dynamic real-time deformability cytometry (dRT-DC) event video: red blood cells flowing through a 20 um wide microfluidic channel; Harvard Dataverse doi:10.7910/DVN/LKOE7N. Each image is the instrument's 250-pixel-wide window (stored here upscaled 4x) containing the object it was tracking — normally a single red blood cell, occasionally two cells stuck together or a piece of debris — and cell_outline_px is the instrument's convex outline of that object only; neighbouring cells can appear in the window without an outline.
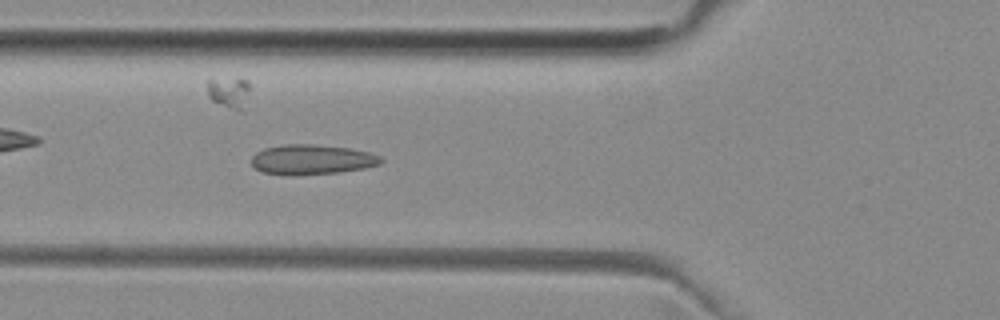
{"species": "common noctule bat (a hibernating species)", "species_latin": "Nyctalus noctula", "temperature_condition": "room temperature", "stored_images_in_passage": 39, "camera_frame_rate_fps": 3000, "um_per_image_px": 0.085, "animal": {"sex": "female", "body_mass_g": 29.2, "forearm_length_mm": 56.3}, "frame": {"image": 1, "passage_image": 6, "time_ms": 1.667, "image_size_px": [1000, 320], "cell_outline_px": [[384, 160], [380, 164], [364, 168], [336, 172], [296, 176], [288, 176], [260, 172], [252, 164], [252, 156], [256, 152], [264, 148], [284, 144], [312, 144], [348, 148], [368, 152], [380, 156]], "centroid_in_image_um": [26.46, 13.57], "position_along_channel_um": 99.3, "area_um2": 22.72}}
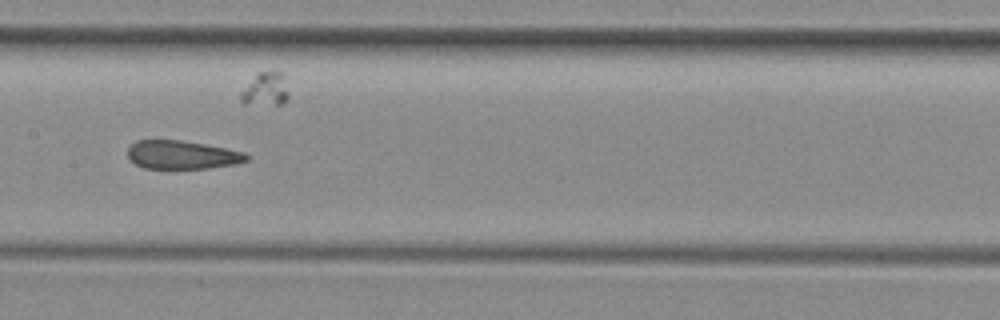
{"frame": {"image": 2, "passage_image": 13, "time_ms": 4.0, "image_size_px": [1000, 320], "cell_outline_px": [[248, 160], [236, 164], [208, 168], [144, 168], [136, 164], [128, 156], [128, 148], [136, 140], [180, 140], [204, 144], [244, 152], [248, 156]], "centroid_in_image_um": [15.47, 13.16], "position_along_channel_um": 191.9, "area_um2": 19.48}}
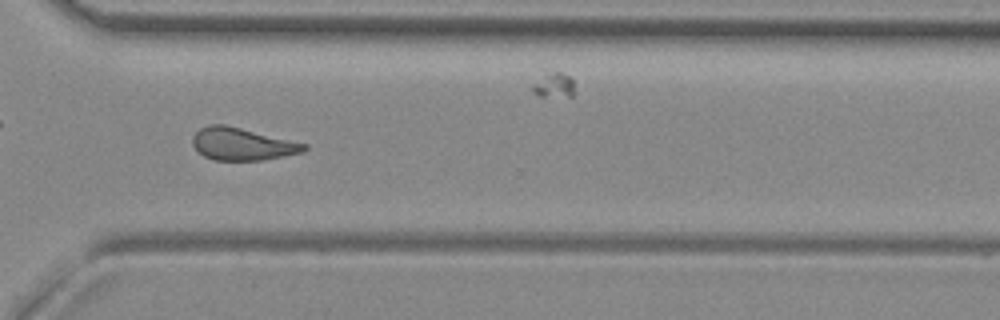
{"frame": {"image": 3, "passage_image": 25, "time_ms": 8.0, "image_size_px": [1000, 320], "cell_outline_px": [[308, 148], [304, 152], [284, 156], [260, 160], [212, 160], [204, 156], [192, 144], [192, 136], [200, 128], [208, 124], [224, 124], [308, 144]], "centroid_in_image_um": [20.59, 12.24], "position_along_channel_um": 350.0, "area_um2": 21.04}, "authors_computed_cell_mechanics": {"area_um2": 21.2126, "velocity_mm_per_s": 3.9638, "shape_relaxation_time_tau1_ms": null, "shape_relaxation_time_tau2_ms": 1.2724, "deformation_change_tau1": null, "deformation_change_tau2": 0.0944}}